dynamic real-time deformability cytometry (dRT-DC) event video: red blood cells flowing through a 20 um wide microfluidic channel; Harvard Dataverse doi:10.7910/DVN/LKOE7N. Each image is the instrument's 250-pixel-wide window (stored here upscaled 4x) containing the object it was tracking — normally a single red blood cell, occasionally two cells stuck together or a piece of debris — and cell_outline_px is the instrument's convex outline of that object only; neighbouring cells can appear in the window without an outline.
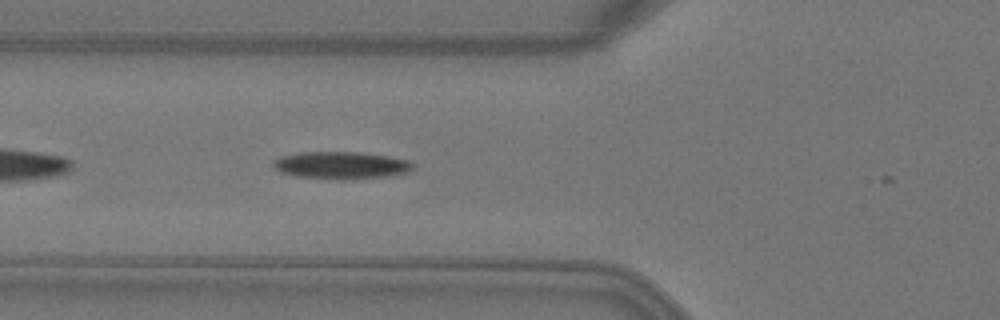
{"species": "Egyptian fruit bat (a non-hibernating species)", "species_latin": "Rousettus aegyptiacus", "temperature_condition": "warm", "stored_images_in_passage": 2, "camera_frame_rate_fps": 3000, "um_per_image_px": 0.085, "animal": {"sex": "female"}, "frame": {"image": 1, "passage_image": 2, "time_ms": 0.333, "image_size_px": [1000, 320], "cell_outline_px": [[412, 168], [408, 172], [384, 176], [300, 176], [280, 172], [272, 164], [272, 160], [280, 156], [300, 152], [360, 152], [388, 156], [408, 160], [412, 164]], "centroid_in_image_um": [28.95, 13.97], "position_along_channel_um": 96.9, "area_um2": 20.81}}